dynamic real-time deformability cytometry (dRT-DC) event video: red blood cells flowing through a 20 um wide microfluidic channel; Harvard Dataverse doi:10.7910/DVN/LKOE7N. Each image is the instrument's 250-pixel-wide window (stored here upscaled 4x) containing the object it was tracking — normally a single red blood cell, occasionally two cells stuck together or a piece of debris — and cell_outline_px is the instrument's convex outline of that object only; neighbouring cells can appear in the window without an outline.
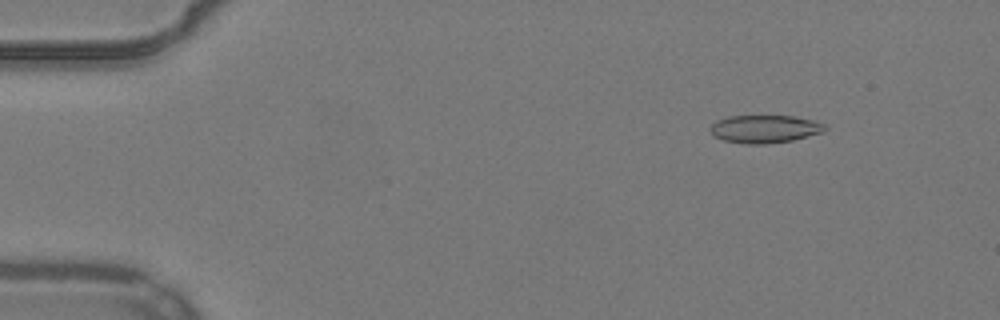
{"species": "common noctule bat (a hibernating species)", "species_latin": "Nyctalus noctula", "temperature_condition": "warm", "stored_images_in_passage": 14, "camera_frame_rate_fps": 3000, "um_per_image_px": 0.085, "animal": {"sex": "male", "body_mass_g": 19.2, "forearm_length_mm": 51.8}, "frame": {"image": 1, "passage_image": 7, "time_ms": 2.0, "image_size_px": [1000, 320], "cell_outline_px": [[828, 128], [824, 132], [792, 140], [764, 144], [748, 144], [724, 140], [712, 136], [712, 124], [716, 120], [728, 116], [796, 116], [812, 120], [824, 124]], "centroid_in_image_um": [65.02, 10.96], "position_along_channel_um": 20.0, "area_um2": 18.55}}